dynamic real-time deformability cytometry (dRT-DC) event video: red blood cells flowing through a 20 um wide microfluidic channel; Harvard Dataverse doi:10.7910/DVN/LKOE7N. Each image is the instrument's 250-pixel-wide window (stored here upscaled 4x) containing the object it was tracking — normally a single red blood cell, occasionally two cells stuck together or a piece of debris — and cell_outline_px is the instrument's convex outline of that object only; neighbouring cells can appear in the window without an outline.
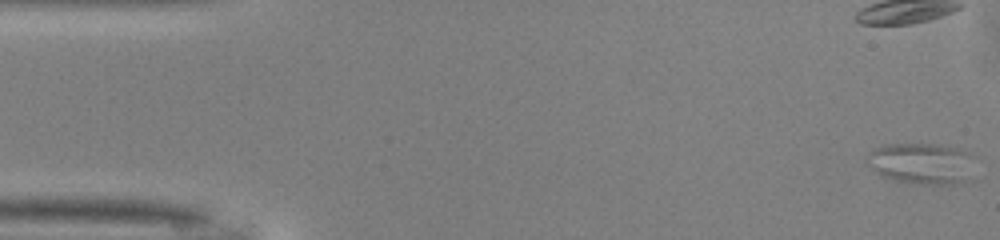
{"species": "common noctule bat (a hibernating species)", "species_latin": "Nyctalus noctula", "temperature_condition": "warm", "stored_images_in_passage": 50, "camera_frame_rate_fps": 3000, "um_per_image_px": 0.085, "animal": {"sex": "male", "body_mass_g": 13.0, "forearm_length_mm": 53.1}, "frame": {"image": 1, "passage_image": 1, "time_ms": 0.0, "image_size_px": [1000, 240], "cell_outline_px": [[976, 180], [960, 184], [920, 184], [896, 180], [880, 176], [872, 172], [864, 164], [864, 156], [872, 148], [880, 144], [948, 144], [972, 152], [976, 156]], "centroid_in_image_um": [78.42, 13.89], "position_along_channel_um": 6.6, "area_um2": 28.03}}
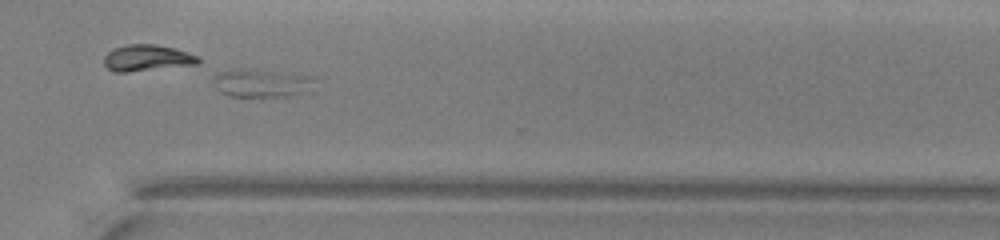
{"frame": {"image": 2, "passage_image": 36, "time_ms": 11.667, "image_size_px": [1000, 240], "cell_outline_px": [[312, 80], [308, 92], [280, 96], [228, 96], [220, 92], [216, 88], [216, 76], [220, 72], [236, 68], [308, 76]], "centroid_in_image_um": [22.15, 7.08], "position_along_channel_um": 348.4, "area_um2": 15.66}}
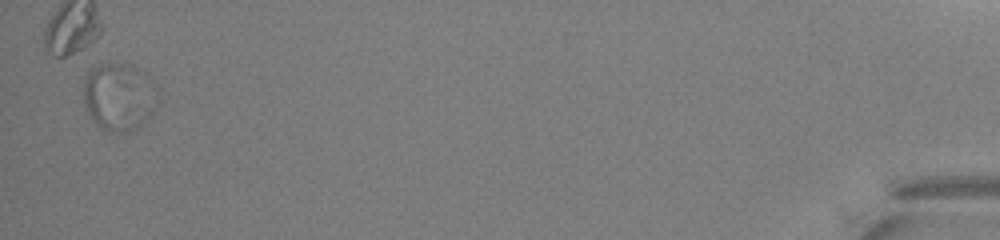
{"frame": {"image": 3, "passage_image": 49, "time_ms": 16.0, "image_size_px": [1000, 240], "cell_outline_px": [[148, 116], [140, 124], [128, 132], [108, 132], [100, 128], [96, 124], [88, 112], [84, 104], [84, 80], [88, 72], [92, 68], [100, 64], [132, 64]], "centroid_in_image_um": [9.71, 8.31], "position_along_channel_um": 425.5, "area_um2": 24.97}}